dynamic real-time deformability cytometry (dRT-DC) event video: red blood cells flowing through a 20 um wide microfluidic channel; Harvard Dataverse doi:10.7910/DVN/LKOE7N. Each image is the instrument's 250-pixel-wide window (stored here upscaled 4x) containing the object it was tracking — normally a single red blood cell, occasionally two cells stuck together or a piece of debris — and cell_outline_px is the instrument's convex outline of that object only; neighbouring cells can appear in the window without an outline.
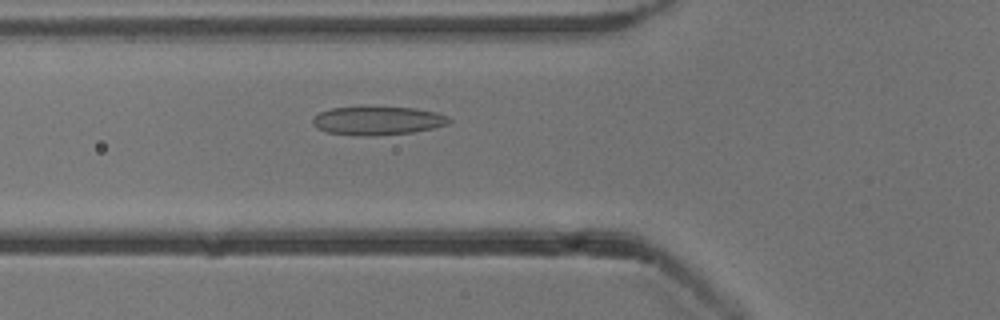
{"species": "common noctule bat (a hibernating species)", "species_latin": "Nyctalus noctula", "temperature_condition": "cold", "stored_images_in_passage": 36, "camera_frame_rate_fps": 3000, "um_per_image_px": 0.085, "animal": {"sex": "male", "body_mass_g": 13.3}, "frame": {"image": 1, "passage_image": 7, "time_ms": 2.0, "image_size_px": [1000, 320], "cell_outline_px": [[452, 120], [448, 124], [432, 128], [412, 132], [372, 136], [360, 136], [328, 132], [316, 128], [312, 124], [312, 120], [320, 112], [332, 108], [416, 108], [436, 112], [448, 116]], "centroid_in_image_um": [32.11, 10.27], "position_along_channel_um": 93.7, "area_um2": 22.31}}
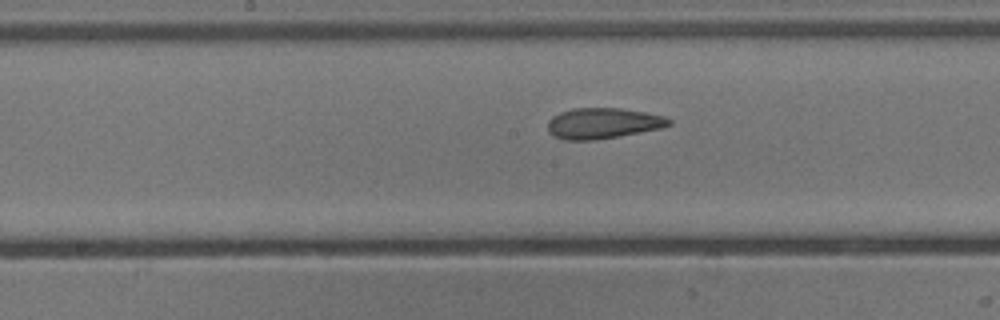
{"frame": {"image": 2, "passage_image": 15, "time_ms": 4.667, "image_size_px": [1000, 320], "cell_outline_px": [[672, 124], [660, 128], [620, 136], [596, 140], [564, 140], [552, 136], [548, 132], [548, 120], [552, 116], [560, 112], [572, 108], [620, 108], [644, 112], [664, 116], [672, 120]], "centroid_in_image_um": [51.21, 10.48], "position_along_channel_um": 197.0, "area_um2": 21.85}}
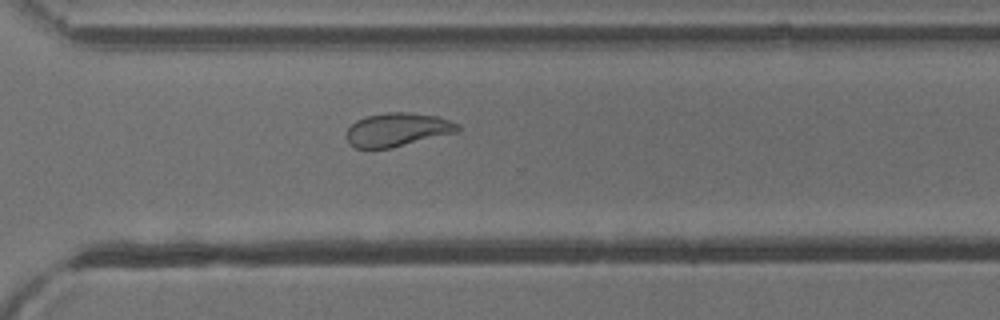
{"frame": {"image": 3, "passage_image": 26, "time_ms": 8.333, "image_size_px": [1000, 320], "cell_outline_px": [[460, 132], [388, 148], [356, 148], [348, 140], [348, 128], [356, 120], [364, 116], [388, 112], [408, 112], [436, 116], [460, 124]], "centroid_in_image_um": [33.82, 11.0], "position_along_channel_um": 336.8, "area_um2": 21.56}, "authors_computed_cell_mechanics": {"area_um2": 22.1374, "velocity_mm_per_s": 3.845, "shape_relaxation_time_tau1_ms": 7.8064, "shape_relaxation_time_tau2_ms": 1.5471, "deformation_change_tau1": 0.1797, "deformation_change_tau2": 0.0781}}